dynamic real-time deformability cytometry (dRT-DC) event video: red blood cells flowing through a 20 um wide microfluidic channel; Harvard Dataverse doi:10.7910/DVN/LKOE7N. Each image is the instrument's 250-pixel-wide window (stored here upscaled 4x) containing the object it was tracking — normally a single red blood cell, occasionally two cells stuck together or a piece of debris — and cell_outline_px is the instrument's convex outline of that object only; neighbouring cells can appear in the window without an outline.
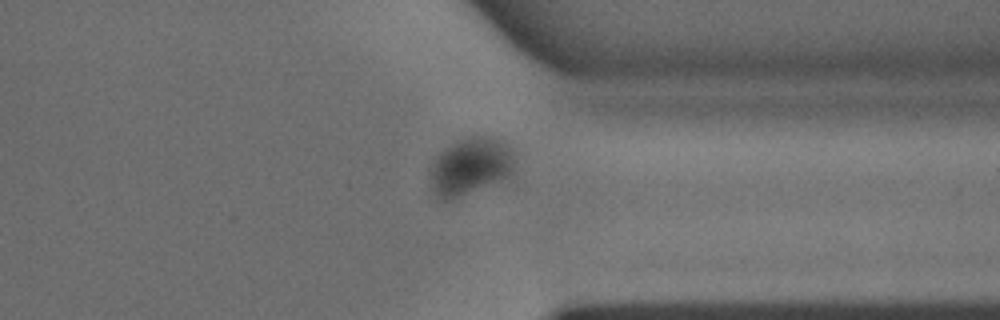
{"species": "common noctule bat (a hibernating species)", "species_latin": "Nyctalus noctula", "temperature_condition": "warm", "stored_images_in_passage": 26, "camera_frame_rate_fps": 3000, "um_per_image_px": 0.085, "animal": {"sex": "male", "body_mass_g": 15.6}, "frame": {"image": 1, "passage_image": 18, "time_ms": 5.667, "image_size_px": [1000, 320], "cell_outline_px": [[516, 160], [512, 172], [508, 180], [452, 200], [444, 200], [436, 196], [432, 188], [432, 164], [436, 156], [452, 144], [464, 136], [484, 132], [504, 136], [512, 140], [516, 148]], "centroid_in_image_um": [40.19, 14.04], "position_along_channel_um": 371.2, "area_um2": 30.35}}
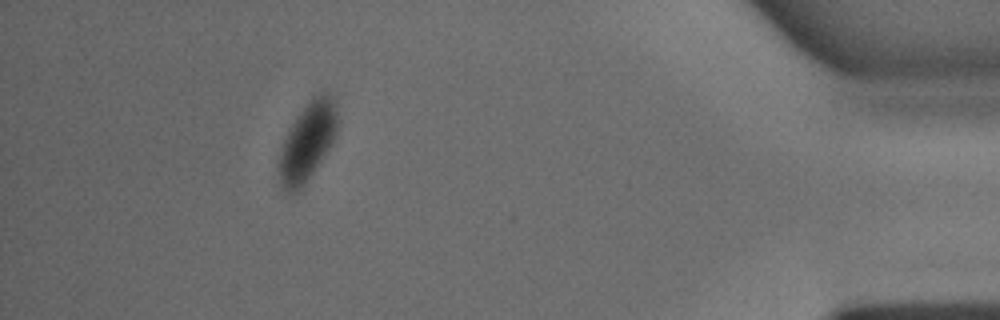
{"frame": {"image": 2, "passage_image": 23, "time_ms": 7.333, "image_size_px": [1000, 320], "cell_outline_px": [[336, 132], [332, 144], [304, 184], [300, 188], [292, 192], [284, 192], [280, 184], [280, 148], [288, 128], [296, 116], [308, 100], [312, 96], [320, 92], [328, 92], [336, 100]], "centroid_in_image_um": [26.13, 11.97], "position_along_channel_um": 409.1, "area_um2": 26.53}}